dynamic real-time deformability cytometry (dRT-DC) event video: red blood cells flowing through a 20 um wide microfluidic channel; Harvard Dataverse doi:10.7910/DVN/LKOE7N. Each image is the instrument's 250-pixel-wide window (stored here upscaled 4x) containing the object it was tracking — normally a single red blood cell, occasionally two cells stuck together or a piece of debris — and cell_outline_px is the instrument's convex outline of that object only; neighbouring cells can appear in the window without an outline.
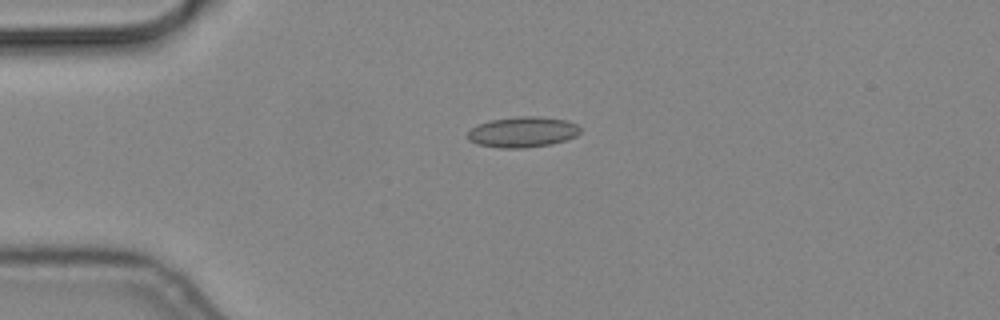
{"species": "common noctule bat (a hibernating species)", "species_latin": "Nyctalus noctula", "temperature_condition": "cold", "stored_images_in_passage": 43, "camera_frame_rate_fps": 3000, "um_per_image_px": 0.085, "animal": {"sex": "male", "body_mass_g": 19.2, "forearm_length_mm": 51.8}, "frame": {"image": 1, "passage_image": 1, "time_ms": 0.0, "image_size_px": [1000, 320], "cell_outline_px": [[580, 132], [576, 136], [552, 144], [524, 148], [500, 148], [476, 144], [468, 140], [468, 132], [472, 128], [480, 124], [492, 120], [516, 116], [540, 116], [568, 120], [576, 124], [580, 128]], "centroid_in_image_um": [44.44, 11.22], "position_along_channel_um": 40.6, "area_um2": 20.11}}
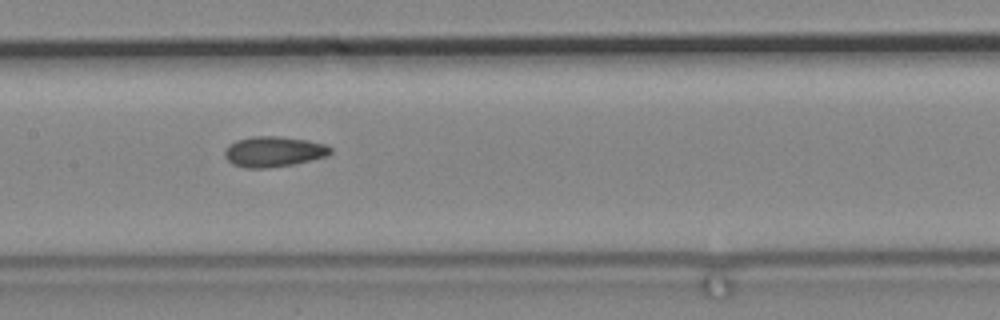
{"frame": {"image": 2, "passage_image": 15, "time_ms": 4.667, "image_size_px": [1000, 320], "cell_outline_px": [[332, 152], [328, 156], [292, 164], [268, 168], [244, 168], [232, 164], [224, 156], [224, 152], [228, 144], [236, 140], [252, 136], [280, 136], [304, 140], [324, 144], [332, 148]], "centroid_in_image_um": [23.22, 12.89], "position_along_channel_um": 184.2, "area_um2": 18.79}}
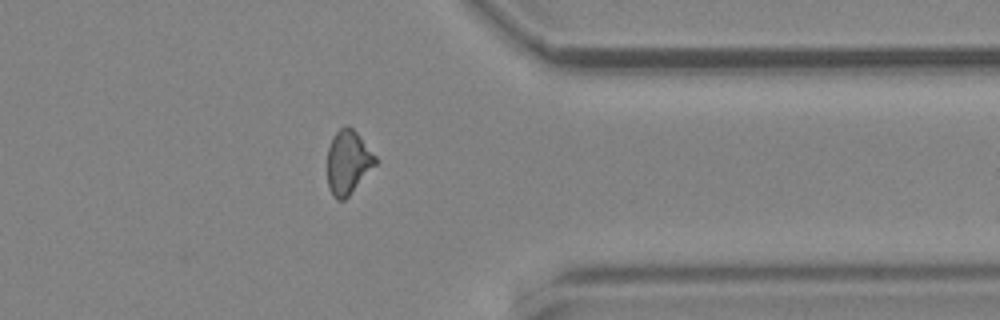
{"frame": {"image": 3, "passage_image": 32, "time_ms": 10.333, "image_size_px": [1000, 320], "cell_outline_px": [[376, 164], [348, 196], [344, 200], [336, 200], [332, 196], [328, 188], [328, 148], [336, 132], [344, 124], [348, 124], [356, 132], [376, 156]], "centroid_in_image_um": [29.57, 13.79], "position_along_channel_um": 381.8, "area_um2": 17.69}}